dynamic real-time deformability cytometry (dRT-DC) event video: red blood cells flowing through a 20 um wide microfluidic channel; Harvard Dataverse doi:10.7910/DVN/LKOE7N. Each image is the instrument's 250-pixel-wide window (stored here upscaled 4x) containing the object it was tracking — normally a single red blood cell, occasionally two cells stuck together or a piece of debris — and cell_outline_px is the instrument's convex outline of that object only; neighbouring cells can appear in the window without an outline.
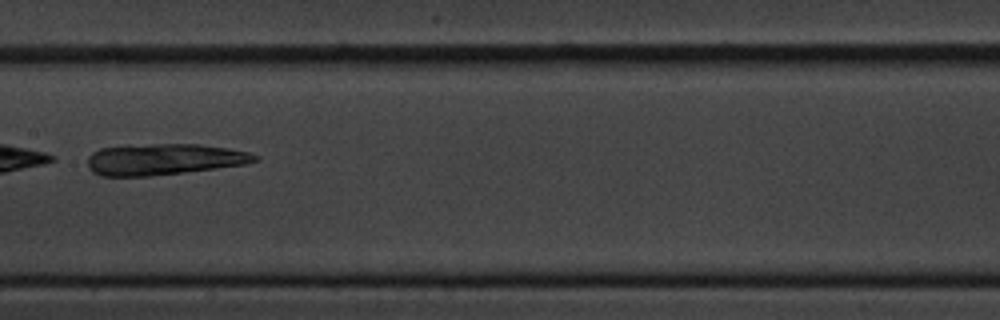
{"species": "common noctule bat (a hibernating species)", "species_latin": "Nyctalus noctula", "temperature_condition": "cold", "stored_images_in_passage": 13, "camera_frame_rate_fps": 3000, "um_per_image_px": 0.085, "animal": {"sex": "male", "body_mass_g": 20.1, "forearm_length_mm": 53.5}, "frame": {"image": 1, "passage_image": 6, "time_ms": 5.667, "image_size_px": [1000, 320], "cell_outline_px": [[260, 160], [244, 164], [216, 168], [184, 172], [148, 176], [100, 176], [92, 172], [88, 168], [88, 156], [92, 152], [100, 148], [152, 144], [200, 144], [228, 148], [248, 152], [260, 156]], "centroid_in_image_um": [13.93, 13.54], "position_along_channel_um": 193.5, "area_um2": 30.4}}
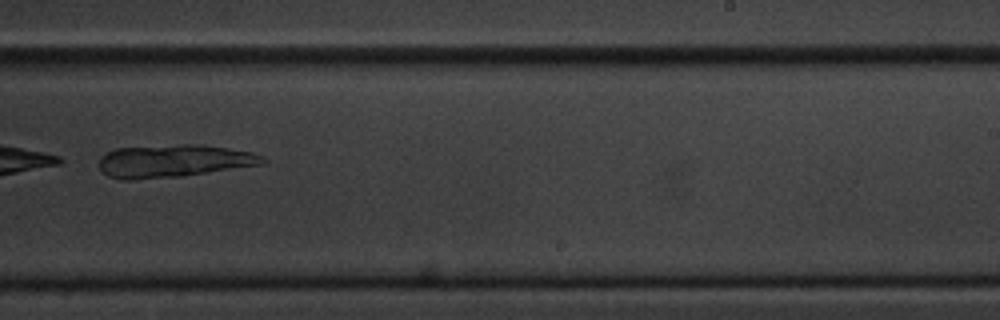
{"frame": {"image": 2, "passage_image": 8, "time_ms": 8.0, "image_size_px": [1000, 320], "cell_outline_px": [[268, 160], [264, 164], [180, 176], [132, 180], [120, 180], [108, 176], [100, 168], [100, 156], [116, 148], [184, 144], [200, 144], [228, 148], [252, 152], [264, 156]], "centroid_in_image_um": [14.78, 13.68], "position_along_channel_um": 274.2, "area_um2": 31.15}}